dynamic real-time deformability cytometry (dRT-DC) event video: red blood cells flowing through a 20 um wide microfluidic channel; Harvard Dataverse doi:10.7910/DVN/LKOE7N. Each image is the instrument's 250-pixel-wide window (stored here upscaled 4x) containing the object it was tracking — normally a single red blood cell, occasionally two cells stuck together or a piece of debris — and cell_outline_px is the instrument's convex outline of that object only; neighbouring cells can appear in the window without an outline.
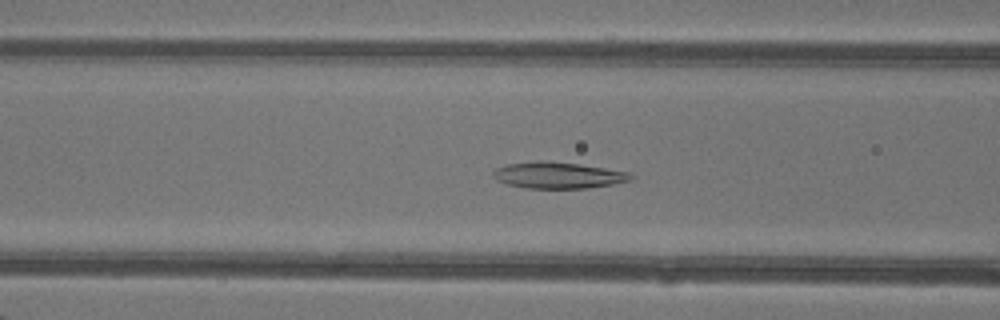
{"species": "common noctule bat (a hibernating species)", "species_latin": "Nyctalus noctula", "temperature_condition": "warm", "stored_images_in_passage": 50, "camera_frame_rate_fps": 3000, "um_per_image_px": 0.085, "animal": {"sex": "female"}, "frame": {"image": 1, "passage_image": 21, "time_ms": 6.667, "image_size_px": [1000, 320], "cell_outline_px": [[636, 176], [632, 180], [612, 184], [588, 188], [524, 188], [508, 184], [496, 180], [492, 176], [492, 172], [496, 168], [508, 164], [540, 160], [580, 164], [628, 172]], "centroid_in_image_um": [47.43, 14.9], "position_along_channel_um": 119.2, "area_um2": 21.15}}
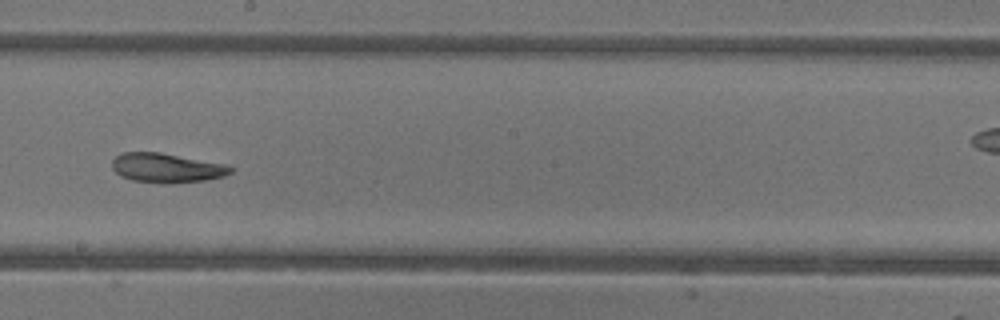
{"frame": {"image": 2, "passage_image": 29, "time_ms": 9.333, "image_size_px": [1000, 320], "cell_outline_px": [[232, 172], [224, 176], [204, 180], [168, 184], [164, 184], [132, 180], [120, 176], [112, 168], [112, 160], [116, 156], [124, 152], [160, 152], [224, 164], [232, 168]], "centroid_in_image_um": [14.13, 14.28], "position_along_channel_um": 234.1, "area_um2": 20.23}}
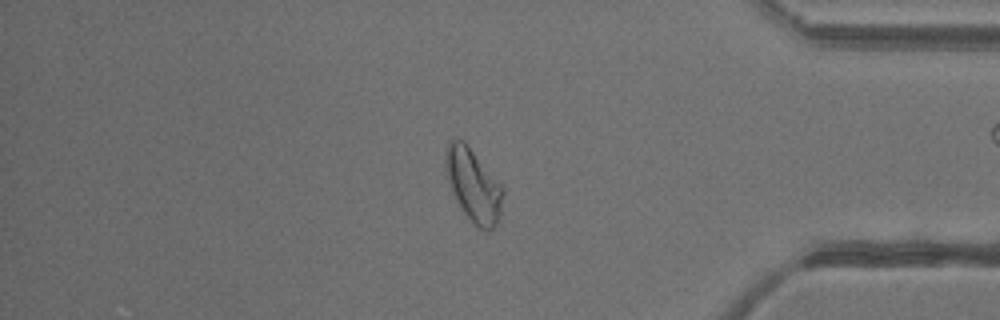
{"frame": {"image": 3, "passage_image": 42, "time_ms": 13.667, "image_size_px": [1000, 320], "cell_outline_px": [[504, 192], [500, 216], [496, 224], [488, 232], [484, 232], [464, 212], [456, 200], [444, 164], [444, 152], [448, 144], [452, 140], [464, 140], [500, 184]], "centroid_in_image_um": [40.24, 15.74], "position_along_channel_um": 395.0, "area_um2": 23.81}, "authors_computed_cell_mechanics": {"area_um2": 23.6691, "velocity_mm_per_s": 4.3112, "shape_relaxation_time_tau1_ms": 5.6129, "shape_relaxation_time_tau2_ms": 4.0215, "deformation_change_tau1": 0.1449, "deformation_change_tau2": 0.1097}}